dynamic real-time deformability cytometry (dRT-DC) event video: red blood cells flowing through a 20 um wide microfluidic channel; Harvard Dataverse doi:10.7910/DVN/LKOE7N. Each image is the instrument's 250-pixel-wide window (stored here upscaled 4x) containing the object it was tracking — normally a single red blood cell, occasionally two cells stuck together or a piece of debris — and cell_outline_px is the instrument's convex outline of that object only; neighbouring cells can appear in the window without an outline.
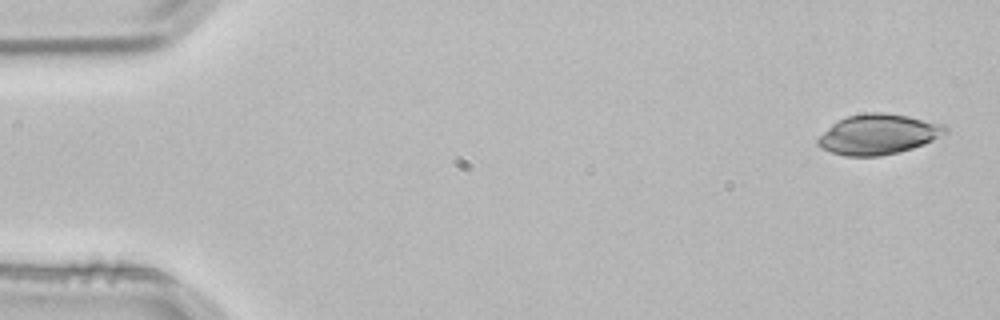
{"species": "common noctule bat (a hibernating species)", "species_latin": "Nyctalus noctula", "temperature_condition": "room temperature", "stored_images_in_passage": 4, "camera_frame_rate_fps": 3000, "um_per_image_px": 0.085, "animal": {"sex": "male", "body_mass_g": 21.5, "forearm_length_mm": 52.0}, "frame": {"image": 1, "passage_image": 1, "time_ms": 0.0, "image_size_px": [1000, 320], "cell_outline_px": [[948, 132], [924, 144], [900, 152], [880, 156], [844, 156], [820, 148], [816, 144], [816, 140], [832, 124], [848, 116], [864, 112], [884, 112], [908, 116], [944, 124], [948, 128]], "centroid_in_image_um": [74.65, 11.42], "position_along_channel_um": 10.3, "area_um2": 29.88}}
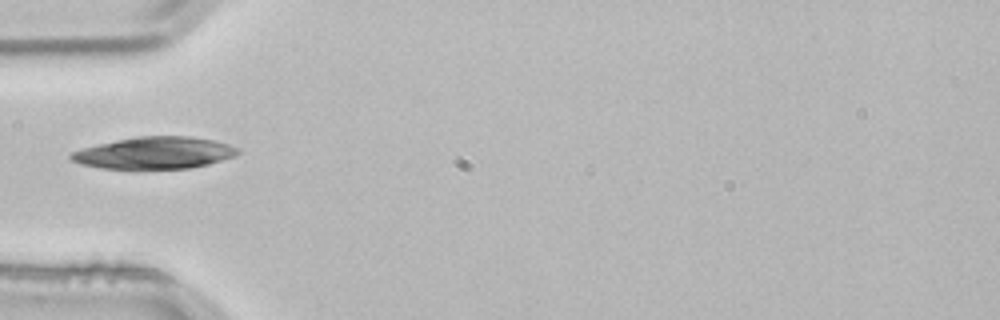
{"frame": {"image": 2, "passage_image": 4, "time_ms": 1.0, "image_size_px": [1000, 320], "cell_outline_px": [[240, 152], [236, 156], [208, 164], [188, 168], [100, 168], [80, 164], [72, 160], [68, 156], [72, 152], [84, 148], [116, 140], [136, 136], [192, 136], [212, 140], [228, 144], [240, 148]], "centroid_in_image_um": [13.17, 12.99], "position_along_channel_um": 71.8, "area_um2": 30.81}}